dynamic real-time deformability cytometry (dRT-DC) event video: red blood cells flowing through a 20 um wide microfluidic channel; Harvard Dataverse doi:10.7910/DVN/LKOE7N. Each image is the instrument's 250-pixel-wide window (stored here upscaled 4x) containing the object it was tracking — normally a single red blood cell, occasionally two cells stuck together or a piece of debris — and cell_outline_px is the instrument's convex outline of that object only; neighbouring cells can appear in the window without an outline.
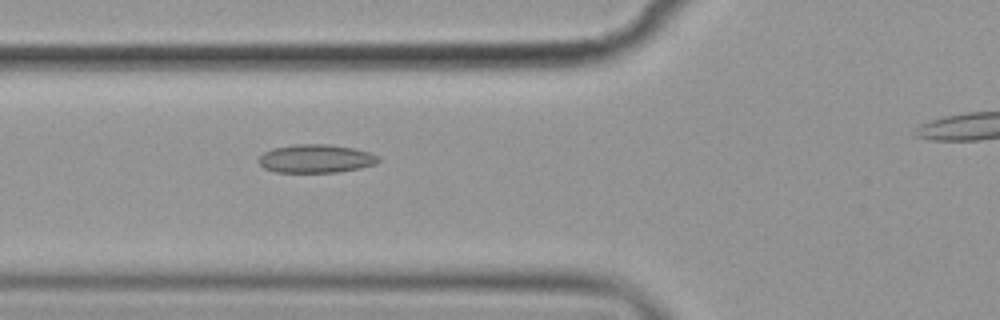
{"species": "common noctule bat (a hibernating species)", "species_latin": "Nyctalus noctula", "temperature_condition": "cold", "stored_images_in_passage": 3, "camera_frame_rate_fps": 3000, "um_per_image_px": 0.085, "animal": {"sex": "female", "body_mass_g": 19.9}, "frame": {"image": 1, "passage_image": 2, "time_ms": 1.0, "image_size_px": [1000, 320], "cell_outline_px": [[380, 160], [376, 164], [360, 168], [340, 172], [276, 172], [264, 168], [256, 160], [264, 152], [272, 148], [296, 144], [328, 144], [352, 148], [368, 152], [380, 156]], "centroid_in_image_um": [26.84, 13.48], "position_along_channel_um": 99.0, "area_um2": 19.88}}